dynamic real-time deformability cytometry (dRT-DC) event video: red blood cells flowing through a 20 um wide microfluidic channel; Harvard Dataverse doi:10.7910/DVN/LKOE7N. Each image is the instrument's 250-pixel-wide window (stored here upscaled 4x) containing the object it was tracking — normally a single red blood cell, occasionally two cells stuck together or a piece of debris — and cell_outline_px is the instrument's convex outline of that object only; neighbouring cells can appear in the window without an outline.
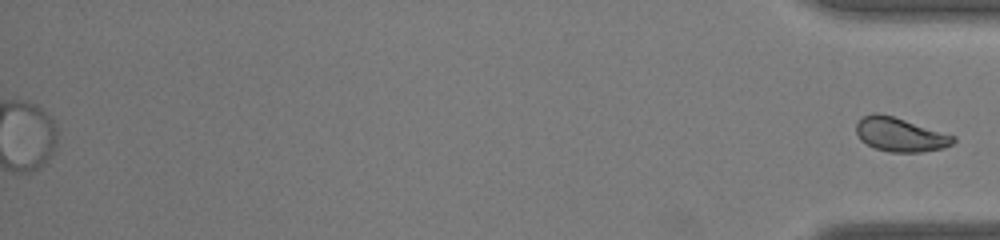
{"species": "common noctule bat (a hibernating species)", "species_latin": "Nyctalus noctula", "temperature_condition": "warm", "stored_images_in_passage": 56, "segment_of_instrument_passage": [2, 2], "camera_frame_rate_fps": 3000, "um_per_image_px": 0.085, "animal": {"sex": "male", "body_mass_g": 19.0, "forearm_length_mm": 50.8}, "frame": {"image": 1, "passage_image": 56, "time_ms": 18.333, "image_size_px": [1000, 240], "cell_outline_px": [[952, 140], [948, 144], [936, 148], [908, 152], [900, 152], [880, 148], [868, 144], [860, 136], [856, 128], [860, 120], [864, 116], [892, 116], [952, 136]], "centroid_in_image_um": [76.47, 11.44], "position_along_channel_um": 358.7, "area_um2": 17.05}}